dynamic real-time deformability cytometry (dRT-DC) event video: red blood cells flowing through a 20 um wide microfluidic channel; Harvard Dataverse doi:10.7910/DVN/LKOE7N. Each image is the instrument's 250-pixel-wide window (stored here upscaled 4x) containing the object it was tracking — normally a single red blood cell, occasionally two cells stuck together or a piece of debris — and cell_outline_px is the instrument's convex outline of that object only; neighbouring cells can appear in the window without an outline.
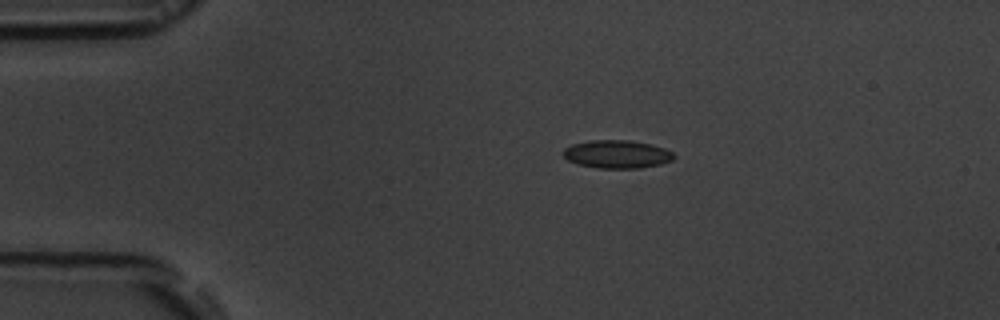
{"species": "common noctule bat (a hibernating species)", "species_latin": "Nyctalus noctula", "temperature_condition": "room temperature", "stored_images_in_passage": 54, "camera_frame_rate_fps": 3000, "um_per_image_px": 0.085, "animal": {"sex": "male", "body_mass_g": 19.5, "forearm_length_mm": 54.6}, "frame": {"image": 1, "passage_image": 10, "time_ms": 3.0, "image_size_px": [1000, 320], "cell_outline_px": [[676, 156], [672, 160], [660, 164], [640, 168], [596, 168], [576, 164], [568, 160], [560, 152], [564, 148], [572, 144], [588, 140], [628, 140], [652, 144], [664, 148], [672, 152]], "centroid_in_image_um": [52.41, 13.1], "position_along_channel_um": 32.6, "area_um2": 18.32}}
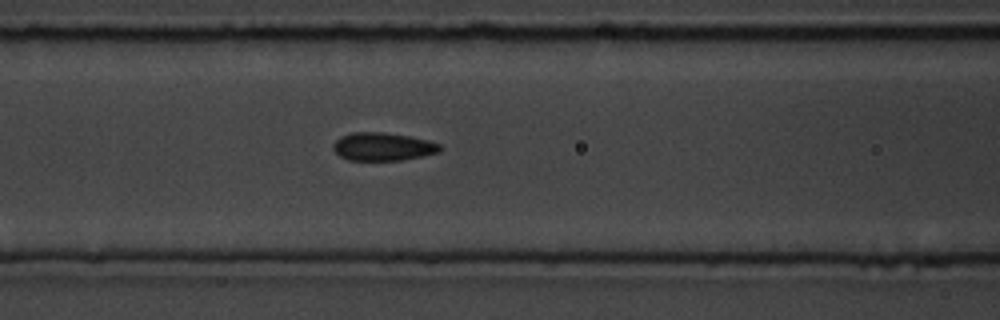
{"frame": {"image": 2, "passage_image": 22, "time_ms": 7.0, "image_size_px": [1000, 320], "cell_outline_px": [[440, 152], [400, 160], [348, 160], [340, 156], [332, 148], [332, 144], [340, 136], [352, 132], [384, 132], [408, 136], [428, 140], [440, 144]], "centroid_in_image_um": [32.5, 12.45], "position_along_channel_um": 134.1, "area_um2": 17.4}}
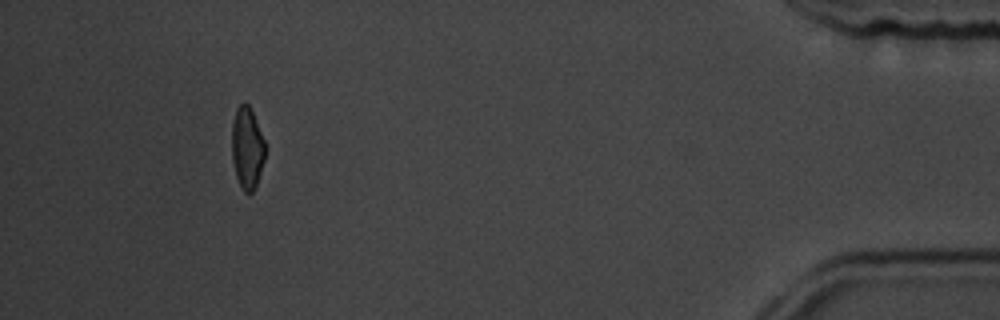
{"frame": {"image": 3, "passage_image": 50, "time_ms": 16.333, "image_size_px": [1000, 320], "cell_outline_px": [[264, 160], [256, 184], [252, 192], [248, 196], [244, 192], [236, 176], [232, 160], [232, 120], [236, 108], [244, 100], [248, 104], [252, 112], [264, 140]], "centroid_in_image_um": [20.98, 12.56], "position_along_channel_um": 414.2, "area_um2": 15.78}, "authors_computed_cell_mechanics": {"area_um2": 17.4267, "velocity_mm_per_s": 3.6934, "shape_relaxation_time_tau1_ms": 3.144, "shape_relaxation_time_tau2_ms": 0.8885, "deformation_change_tau1": 0.1205, "deformation_change_tau2": 0.0647}}